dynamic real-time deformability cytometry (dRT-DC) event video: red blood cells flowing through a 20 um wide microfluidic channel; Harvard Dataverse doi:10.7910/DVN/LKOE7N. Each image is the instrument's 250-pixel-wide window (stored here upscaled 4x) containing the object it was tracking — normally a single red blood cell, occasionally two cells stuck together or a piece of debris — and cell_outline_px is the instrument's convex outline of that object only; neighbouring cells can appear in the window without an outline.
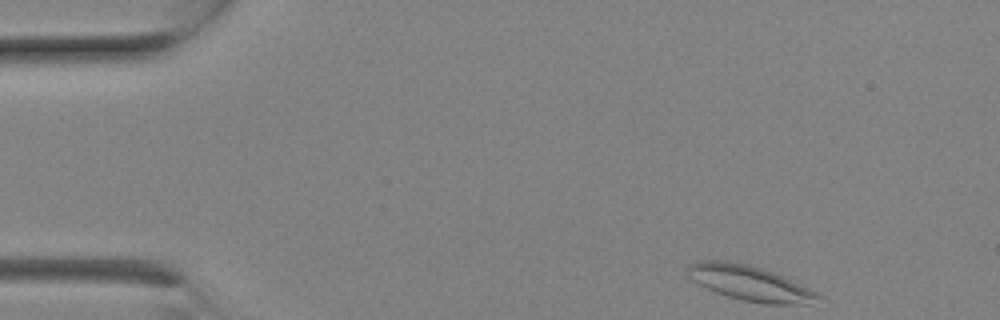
{"species": "Egyptian fruit bat (a non-hibernating species)", "species_latin": "Rousettus aegyptiacus", "temperature_condition": "room temperature", "stored_images_in_passage": 9, "camera_frame_rate_fps": 3000, "um_per_image_px": 0.085, "animal": {"sex": "female"}, "frame": {"image": 1, "passage_image": 1, "time_ms": 0.0, "image_size_px": [1000, 320], "cell_outline_px": [[824, 296], [808, 304], [764, 304], [744, 300], [728, 296], [716, 292], [692, 280], [684, 272], [688, 264], [700, 260], [724, 260], [748, 264], [784, 276]], "centroid_in_image_um": [63.69, 24.05], "position_along_channel_um": 21.3, "area_um2": 26.59}}
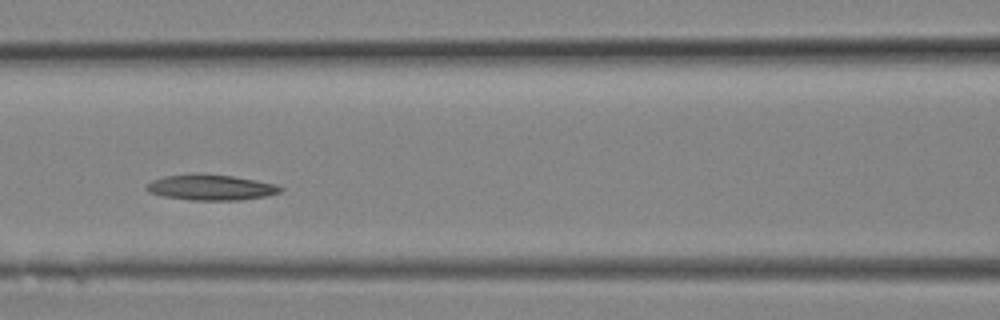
{"frame": {"image": 2, "passage_image": 8, "time_ms": 2.333, "image_size_px": [1000, 320], "cell_outline_px": [[284, 188], [280, 192], [268, 196], [240, 200], [192, 200], [164, 196], [148, 192], [144, 188], [152, 180], [164, 176], [196, 172], [232, 176], [256, 180], [276, 184]], "centroid_in_image_um": [17.92, 15.91], "position_along_channel_um": 148.7, "area_um2": 20.23}}
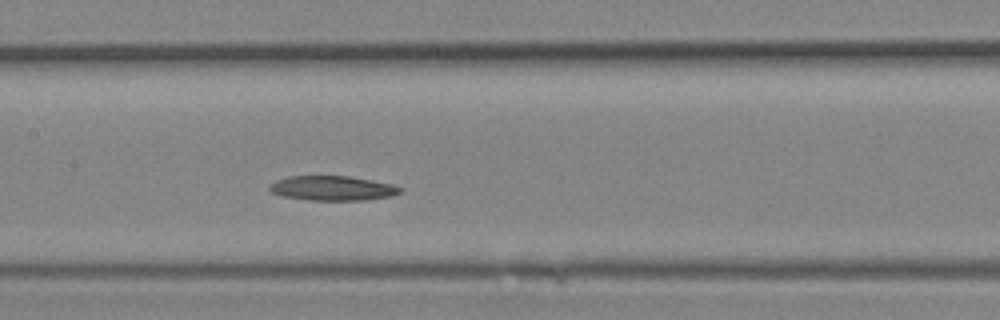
{"frame": {"image": 3, "passage_image": 9, "time_ms": 2.667, "image_size_px": [1000, 320], "cell_outline_px": [[404, 188], [400, 192], [392, 196], [364, 200], [308, 200], [280, 196], [272, 192], [268, 188], [268, 184], [276, 180], [288, 176], [348, 176], [372, 180], [392, 184]], "centroid_in_image_um": [28.23, 16.0], "position_along_channel_um": 179.2, "area_um2": 18.9}}